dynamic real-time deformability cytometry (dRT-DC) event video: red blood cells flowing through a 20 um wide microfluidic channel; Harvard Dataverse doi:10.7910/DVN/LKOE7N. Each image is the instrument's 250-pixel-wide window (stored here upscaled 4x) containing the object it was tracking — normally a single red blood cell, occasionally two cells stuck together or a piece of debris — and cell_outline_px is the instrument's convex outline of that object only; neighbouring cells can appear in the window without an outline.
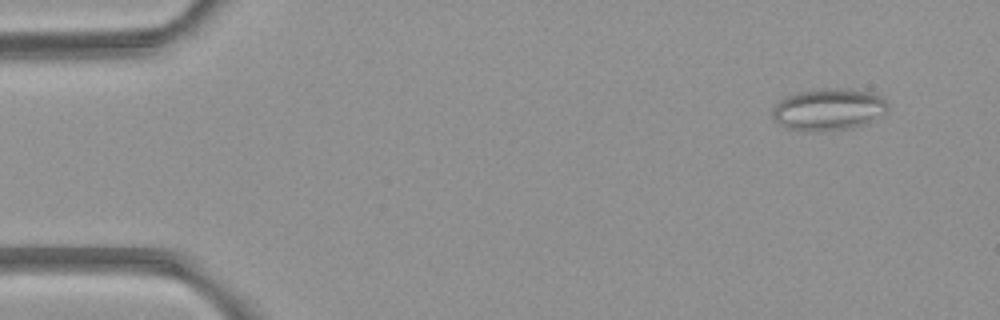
{"species": "common noctule bat (a hibernating species)", "species_latin": "Nyctalus noctula", "temperature_condition": "room temperature", "stored_images_in_passage": 4, "camera_frame_rate_fps": 3000, "um_per_image_px": 0.085, "animal": {"sex": "female", "body_mass_g": 21.9}, "frame": {"image": 1, "passage_image": 1, "time_ms": 0.0, "image_size_px": [1000, 320], "cell_outline_px": [[888, 108], [884, 112], [864, 124], [852, 128], [824, 132], [800, 132], [784, 128], [776, 124], [772, 116], [772, 108], [784, 96], [800, 92], [824, 88], [844, 88], [872, 92], [880, 96], [888, 104]], "centroid_in_image_um": [70.34, 9.33], "position_along_channel_um": 14.7, "area_um2": 28.67}}
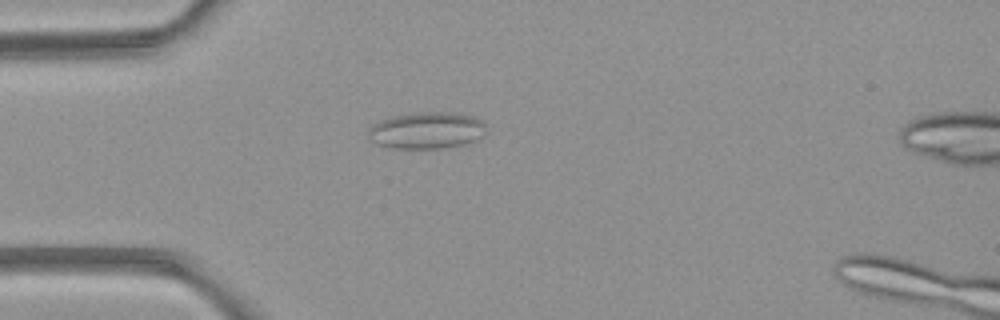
{"frame": {"image": 2, "passage_image": 4, "time_ms": 3.333, "image_size_px": [1000, 320], "cell_outline_px": [[488, 132], [484, 136], [476, 140], [464, 144], [440, 148], [392, 148], [376, 144], [368, 140], [368, 128], [372, 124], [380, 120], [392, 116], [424, 112], [448, 112], [472, 116], [484, 120]], "centroid_in_image_um": [36.28, 11.09], "position_along_channel_um": 48.7, "area_um2": 25.55}}